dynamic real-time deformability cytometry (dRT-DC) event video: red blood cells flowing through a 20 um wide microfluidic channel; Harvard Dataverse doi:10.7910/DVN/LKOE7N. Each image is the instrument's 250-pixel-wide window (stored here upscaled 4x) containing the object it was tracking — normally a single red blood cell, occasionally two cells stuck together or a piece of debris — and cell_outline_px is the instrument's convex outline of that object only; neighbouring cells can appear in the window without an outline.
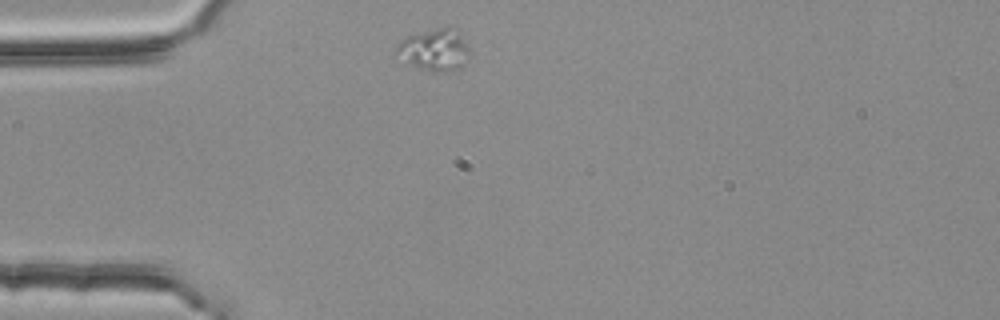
{"species": "common noctule bat (a hibernating species)", "species_latin": "Nyctalus noctula", "temperature_condition": "room temperature", "stored_images_in_passage": 35, "camera_frame_rate_fps": 3000, "um_per_image_px": 0.085, "animal": {"sex": "female", "body_mass_g": 25.1}, "frame": {"image": 1, "passage_image": 1, "time_ms": 0.0, "image_size_px": [1000, 320], "cell_outline_px": [[468, 56], [464, 64], [460, 68], [444, 72], [432, 72], [392, 60], [392, 52], [396, 44], [404, 36], [448, 24], [456, 28], [468, 48]], "centroid_in_image_um": [36.78, 4.23], "position_along_channel_um": 48.2, "area_um2": 19.02}}